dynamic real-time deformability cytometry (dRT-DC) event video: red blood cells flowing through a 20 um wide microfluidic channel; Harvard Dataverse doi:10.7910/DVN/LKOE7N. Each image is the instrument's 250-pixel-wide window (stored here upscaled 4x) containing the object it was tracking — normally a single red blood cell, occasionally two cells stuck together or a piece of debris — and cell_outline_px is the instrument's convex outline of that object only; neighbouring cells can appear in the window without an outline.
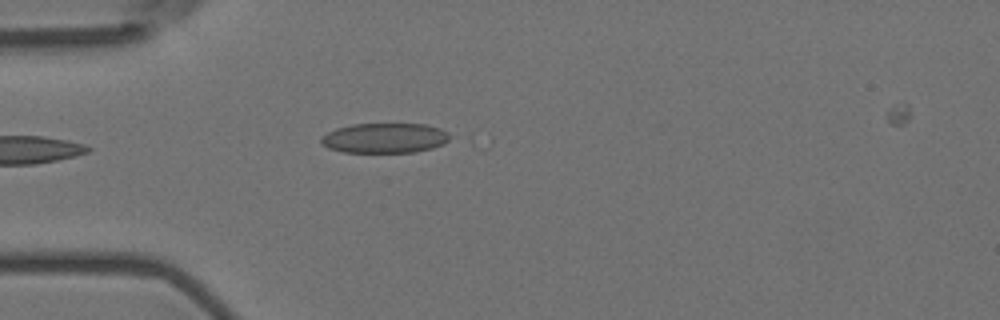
{"species": "Egyptian fruit bat (a non-hibernating species)", "species_latin": "Rousettus aegyptiacus", "temperature_condition": "room temperature", "stored_images_in_passage": 2, "camera_frame_rate_fps": 3000, "um_per_image_px": 0.085, "animal": {"sex": "female"}, "frame": {"image": 1, "passage_image": 1, "time_ms": 0.0, "image_size_px": [1000, 320], "cell_outline_px": [[448, 140], [444, 144], [432, 148], [416, 152], [344, 152], [328, 148], [320, 144], [320, 136], [336, 128], [352, 124], [424, 124], [440, 128], [448, 132]], "centroid_in_image_um": [32.66, 11.73], "position_along_channel_um": 52.3, "area_um2": 22.54}}